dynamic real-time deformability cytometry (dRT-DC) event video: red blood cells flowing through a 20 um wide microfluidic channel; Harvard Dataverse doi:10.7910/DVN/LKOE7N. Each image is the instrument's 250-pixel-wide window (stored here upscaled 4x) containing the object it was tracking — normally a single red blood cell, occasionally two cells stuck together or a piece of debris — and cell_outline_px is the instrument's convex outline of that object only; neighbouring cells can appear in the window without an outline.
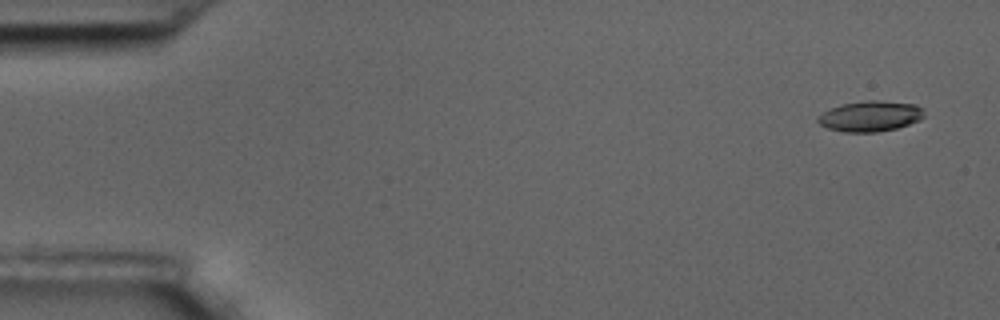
{"species": "common noctule bat (a hibernating species)", "species_latin": "Nyctalus noctula", "temperature_condition": "room temperature", "stored_images_in_passage": 5, "segment_of_instrument_passage": [1, 2], "camera_frame_rate_fps": 3000, "um_per_image_px": 0.085, "animal": {"sex": "male", "body_mass_g": 17.5, "forearm_length_mm": 52.3}, "frame": {"image": 1, "passage_image": 1, "time_ms": 0.0, "image_size_px": [1000, 320], "cell_outline_px": [[924, 116], [920, 120], [896, 128], [876, 132], [844, 132], [828, 128], [820, 124], [816, 120], [828, 108], [840, 104], [864, 100], [876, 100], [916, 104], [924, 108]], "centroid_in_image_um": [73.98, 9.86], "position_along_channel_um": 11.0, "area_um2": 19.02}}